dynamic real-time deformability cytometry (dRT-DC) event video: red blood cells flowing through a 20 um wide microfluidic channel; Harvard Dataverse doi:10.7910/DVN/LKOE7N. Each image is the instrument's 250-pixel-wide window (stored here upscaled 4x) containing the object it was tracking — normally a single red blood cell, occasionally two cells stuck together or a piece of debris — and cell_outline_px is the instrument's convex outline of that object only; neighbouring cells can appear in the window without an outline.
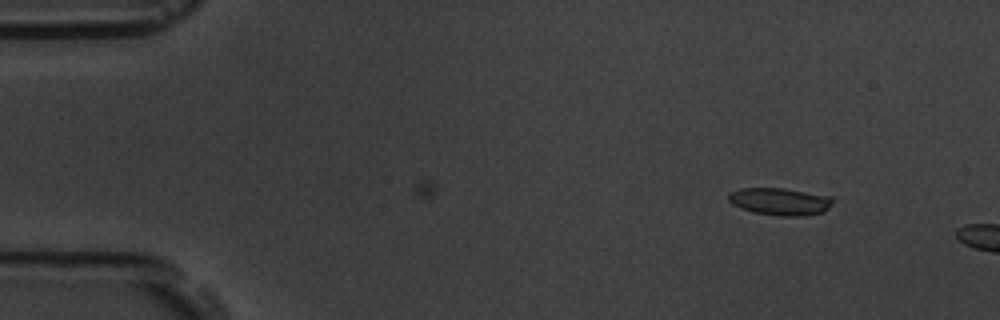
{"species": "common noctule bat (a hibernating species)", "species_latin": "Nyctalus noctula", "temperature_condition": "room temperature", "stored_images_in_passage": 2, "camera_frame_rate_fps": 3000, "um_per_image_px": 0.085, "animal": {"sex": "male", "body_mass_g": 19.5, "forearm_length_mm": 54.6}, "frame": {"image": 1, "passage_image": 1, "time_ms": 0.0, "image_size_px": [1000, 320], "cell_outline_px": [[832, 204], [824, 212], [800, 216], [780, 216], [756, 212], [740, 208], [732, 204], [728, 200], [728, 196], [732, 192], [740, 188], [784, 188], [832, 196]], "centroid_in_image_um": [66.32, 17.12], "position_along_channel_um": 18.7, "area_um2": 16.53}}